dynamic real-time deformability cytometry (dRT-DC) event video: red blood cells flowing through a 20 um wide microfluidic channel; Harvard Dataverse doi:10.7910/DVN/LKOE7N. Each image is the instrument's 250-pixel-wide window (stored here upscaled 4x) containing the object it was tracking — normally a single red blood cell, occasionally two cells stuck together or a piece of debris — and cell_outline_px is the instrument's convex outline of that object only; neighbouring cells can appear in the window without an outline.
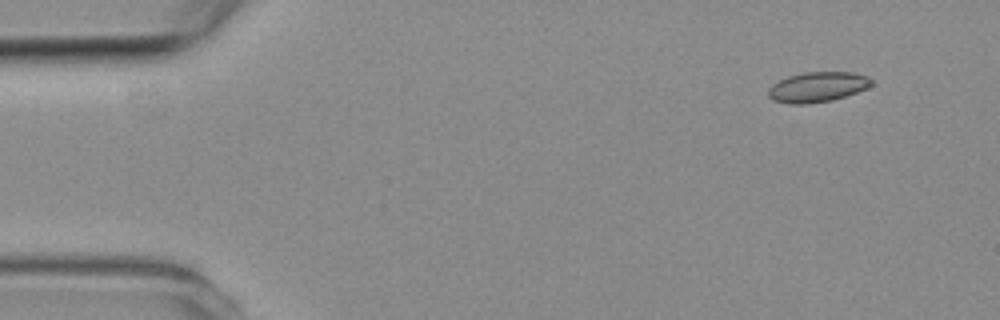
{"species": "common noctule bat (a hibernating species)", "species_latin": "Nyctalus noctula", "temperature_condition": "room temperature", "stored_images_in_passage": 4, "camera_frame_rate_fps": 3000, "um_per_image_px": 0.085, "animal": {"sex": "female", "body_mass_g": 19.3, "forearm_length_mm": 54.1}, "frame": {"image": 1, "passage_image": 2, "time_ms": 1.0, "image_size_px": [1000, 320], "cell_outline_px": [[872, 84], [868, 88], [832, 100], [808, 104], [788, 104], [772, 100], [768, 96], [768, 88], [772, 84], [788, 76], [804, 72], [852, 72], [868, 76], [872, 80]], "centroid_in_image_um": [69.47, 7.4], "position_along_channel_um": 15.5, "area_um2": 18.21}}